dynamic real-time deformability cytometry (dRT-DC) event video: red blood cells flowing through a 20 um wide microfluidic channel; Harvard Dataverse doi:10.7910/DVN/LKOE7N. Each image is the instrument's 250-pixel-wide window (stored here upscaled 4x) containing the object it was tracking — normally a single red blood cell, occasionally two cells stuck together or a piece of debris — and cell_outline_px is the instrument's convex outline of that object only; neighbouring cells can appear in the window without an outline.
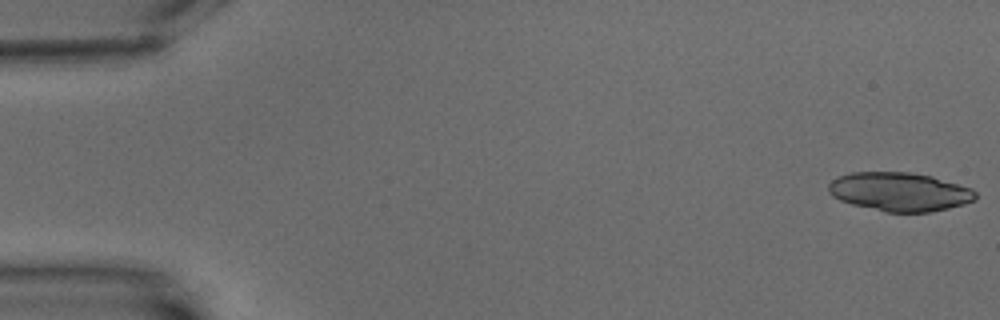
{"species": "common noctule bat (a hibernating species)", "species_latin": "Nyctalus noctula", "temperature_condition": "warm", "stored_images_in_passage": 6, "camera_frame_rate_fps": 3000, "um_per_image_px": 0.085, "animal": {"sex": "male", "body_mass_g": 15.6}, "frame": {"image": 1, "passage_image": 1, "time_ms": 0.0, "image_size_px": [1000, 320], "cell_outline_px": [[976, 200], [964, 204], [932, 212], [884, 212], [852, 204], [840, 200], [832, 196], [828, 192], [828, 184], [832, 180], [840, 176], [852, 172], [908, 172], [932, 176], [972, 188], [976, 192]], "centroid_in_image_um": [76.47, 16.3], "position_along_channel_um": 8.5, "area_um2": 33.29}}